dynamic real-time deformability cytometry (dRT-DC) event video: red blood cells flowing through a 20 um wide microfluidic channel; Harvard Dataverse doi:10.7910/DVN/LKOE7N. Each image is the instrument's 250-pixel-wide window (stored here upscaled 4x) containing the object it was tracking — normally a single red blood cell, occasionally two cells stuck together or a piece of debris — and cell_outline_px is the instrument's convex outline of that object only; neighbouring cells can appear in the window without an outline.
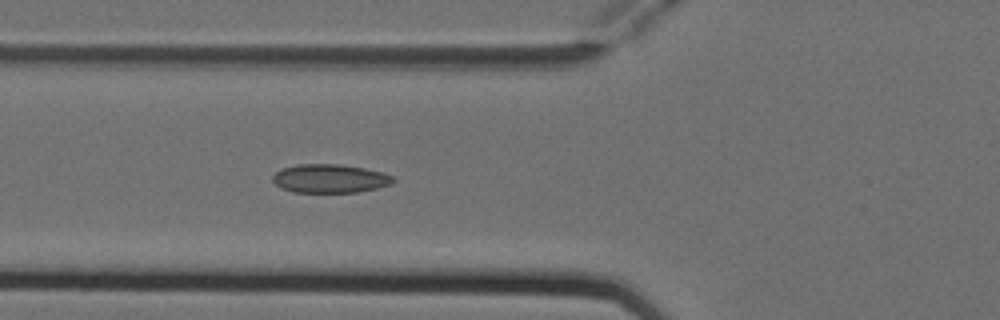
{"species": "Egyptian fruit bat (a non-hibernating species)", "species_latin": "Rousettus aegyptiacus", "temperature_condition": "cold", "stored_images_in_passage": 4, "camera_frame_rate_fps": 3000, "um_per_image_px": 0.085, "animal": {"sex": "female"}, "frame": {"image": 1, "passage_image": 4, "time_ms": 1.0, "image_size_px": [1000, 320], "cell_outline_px": [[396, 180], [392, 184], [376, 188], [356, 192], [292, 192], [280, 188], [272, 180], [272, 176], [280, 168], [296, 164], [340, 164], [364, 168], [380, 172], [392, 176]], "centroid_in_image_um": [28.0, 15.17], "position_along_channel_um": 97.8, "area_um2": 20.17}}